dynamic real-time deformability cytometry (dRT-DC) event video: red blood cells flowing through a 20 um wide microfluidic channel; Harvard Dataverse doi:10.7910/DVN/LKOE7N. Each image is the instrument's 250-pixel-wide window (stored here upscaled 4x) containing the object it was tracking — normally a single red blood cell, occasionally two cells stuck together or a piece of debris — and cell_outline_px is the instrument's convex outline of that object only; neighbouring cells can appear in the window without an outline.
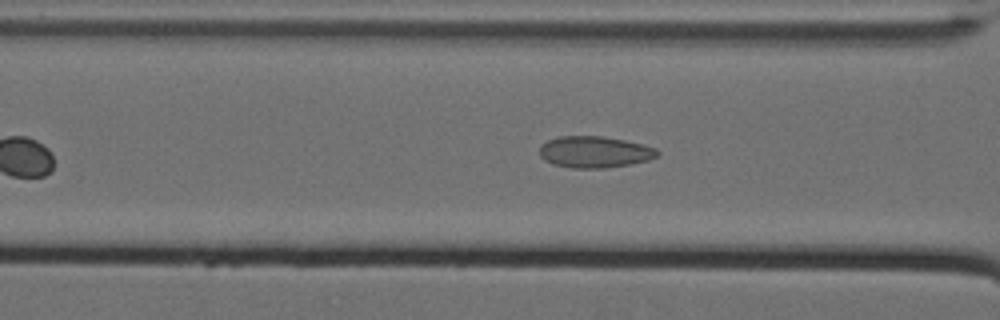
{"species": "Egyptian fruit bat (a non-hibernating species)", "species_latin": "Rousettus aegyptiacus", "temperature_condition": "cold", "stored_images_in_passage": 25, "camera_frame_rate_fps": 3000, "um_per_image_px": 0.085, "animal": {"sex": "female"}, "frame": {"image": 1, "passage_image": 8, "time_ms": 2.333, "image_size_px": [1000, 320], "cell_outline_px": [[660, 152], [656, 156], [648, 160], [628, 164], [604, 168], [572, 168], [552, 164], [544, 160], [540, 156], [540, 144], [556, 136], [604, 136], [644, 144], [656, 148]], "centroid_in_image_um": [50.51, 12.91], "position_along_channel_um": 116.1, "area_um2": 21.73}}
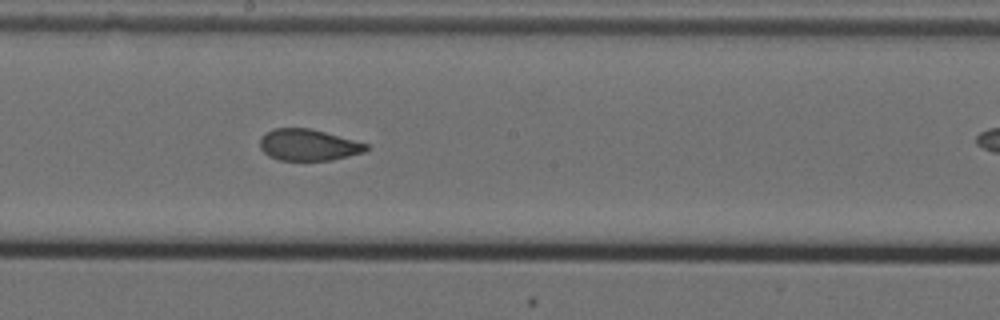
{"frame": {"image": 2, "passage_image": 17, "time_ms": 5.333, "image_size_px": [1000, 320], "cell_outline_px": [[368, 148], [364, 152], [332, 160], [280, 160], [268, 156], [260, 148], [260, 140], [264, 132], [272, 128], [308, 128], [324, 132], [368, 144]], "centroid_in_image_um": [26.16, 12.32], "position_along_channel_um": 222.0, "area_um2": 19.36}}
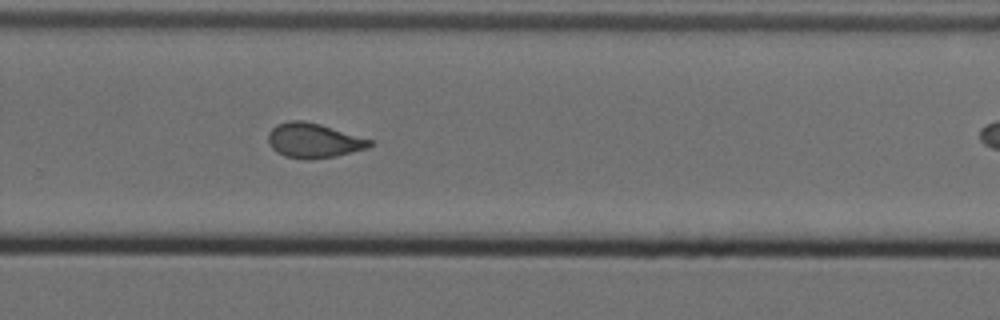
{"frame": {"image": 3, "passage_image": 24, "time_ms": 7.667, "image_size_px": [1000, 320], "cell_outline_px": [[372, 144], [368, 148], [336, 156], [308, 160], [304, 160], [284, 156], [276, 152], [268, 144], [268, 132], [276, 124], [288, 120], [304, 120], [320, 124], [372, 140]], "centroid_in_image_um": [26.61, 11.95], "position_along_channel_um": 303.2, "area_um2": 20.69}}